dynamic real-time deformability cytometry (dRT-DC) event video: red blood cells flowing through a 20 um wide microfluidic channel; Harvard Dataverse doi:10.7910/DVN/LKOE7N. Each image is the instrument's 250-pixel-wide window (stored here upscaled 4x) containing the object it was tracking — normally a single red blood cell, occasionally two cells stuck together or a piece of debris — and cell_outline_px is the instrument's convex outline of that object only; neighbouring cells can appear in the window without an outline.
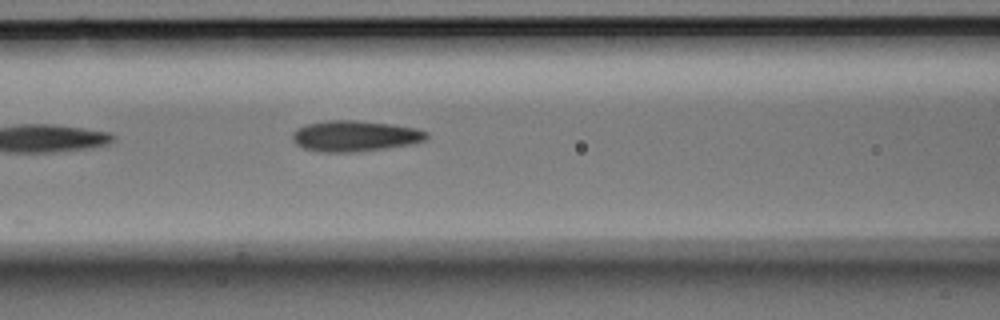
{"species": "Egyptian fruit bat (a non-hibernating species)", "species_latin": "Rousettus aegyptiacus", "temperature_condition": "room temperature", "stored_images_in_passage": 5, "camera_frame_rate_fps": 3000, "um_per_image_px": 0.085, "animal": {"sex": "male"}, "frame": {"image": 1, "passage_image": 5, "time_ms": 1.333, "image_size_px": [1000, 320], "cell_outline_px": [[428, 136], [424, 140], [412, 144], [384, 148], [352, 152], [320, 152], [304, 148], [296, 144], [292, 140], [292, 132], [296, 128], [308, 124], [328, 120], [356, 120], [388, 124], [416, 128], [428, 132]], "centroid_in_image_um": [30.13, 11.56], "position_along_channel_um": 136.5, "area_um2": 23.99}}